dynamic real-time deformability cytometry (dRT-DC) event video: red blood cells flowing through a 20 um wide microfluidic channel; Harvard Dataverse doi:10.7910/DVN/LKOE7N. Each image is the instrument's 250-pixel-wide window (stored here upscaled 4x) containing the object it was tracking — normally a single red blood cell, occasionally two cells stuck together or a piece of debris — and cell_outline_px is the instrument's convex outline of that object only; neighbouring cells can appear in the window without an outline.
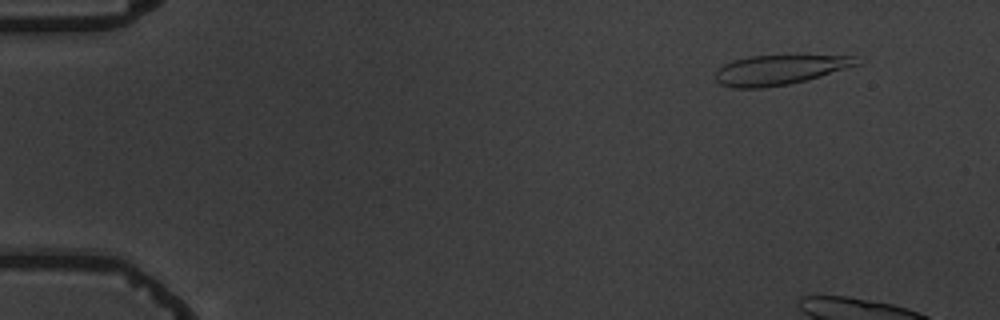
{"species": "common noctule bat (a hibernating species)", "species_latin": "Nyctalus noctula", "temperature_condition": "warm", "stored_images_in_passage": 4, "camera_frame_rate_fps": 3000, "um_per_image_px": 0.085, "animal": {"sex": "male", "body_mass_g": 19.5, "forearm_length_mm": 54.6}, "frame": {"image": 1, "passage_image": 2, "time_ms": 1.333, "image_size_px": [1000, 320], "cell_outline_px": [[860, 64], [820, 76], [788, 84], [764, 88], [732, 88], [720, 84], [716, 80], [716, 72], [724, 64], [732, 60], [752, 56], [852, 56]], "centroid_in_image_um": [66.19, 5.95], "position_along_channel_um": 18.8, "area_um2": 23.99}}